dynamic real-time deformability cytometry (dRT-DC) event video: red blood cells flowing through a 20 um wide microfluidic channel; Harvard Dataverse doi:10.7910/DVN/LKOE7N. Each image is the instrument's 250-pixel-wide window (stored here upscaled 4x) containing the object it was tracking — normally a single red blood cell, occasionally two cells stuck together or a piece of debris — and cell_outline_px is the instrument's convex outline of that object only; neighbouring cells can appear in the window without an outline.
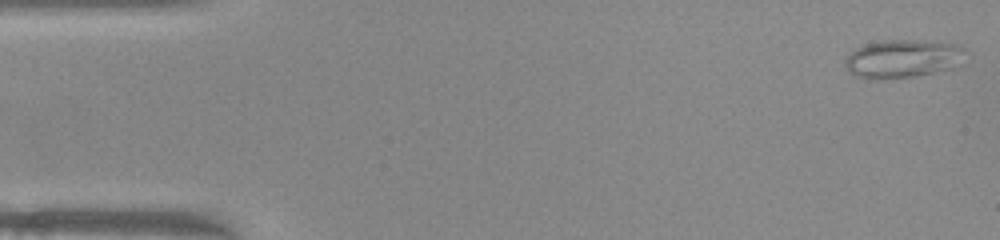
{"species": "common noctule bat (a hibernating species)", "species_latin": "Nyctalus noctula", "temperature_condition": "warm", "stored_images_in_passage": 50, "camera_frame_rate_fps": 3000, "um_per_image_px": 0.085, "animal": {"sex": "female", "body_mass_g": 22.0, "forearm_length_mm": 56.7}, "frame": {"image": 1, "passage_image": 1, "time_ms": 0.0, "image_size_px": [1000, 240], "cell_outline_px": [[960, 48], [952, 68], [916, 76], [880, 80], [872, 80], [856, 76], [848, 72], [844, 64], [844, 60], [856, 48], [864, 44], [880, 40], [936, 40], [952, 44]], "centroid_in_image_um": [76.54, 5.0], "position_along_channel_um": 8.5, "area_um2": 26.36}}
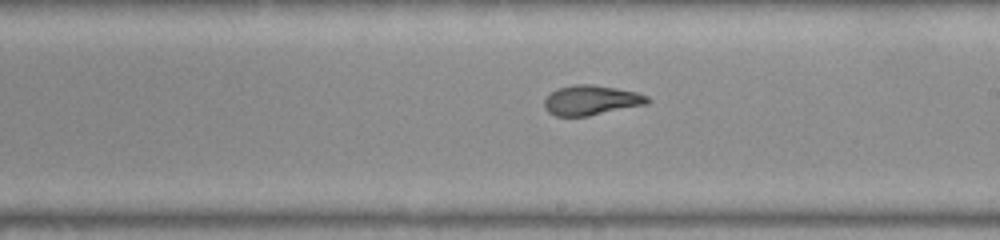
{"frame": {"image": 2, "passage_image": 28, "time_ms": 9.0, "image_size_px": [1000, 240], "cell_outline_px": [[652, 100], [648, 104], [588, 116], [556, 116], [548, 112], [544, 108], [544, 100], [552, 92], [560, 88], [576, 84], [592, 84], [616, 88], [636, 92], [648, 96]], "centroid_in_image_um": [50.28, 8.52], "position_along_channel_um": 238.7, "area_um2": 17.92}}
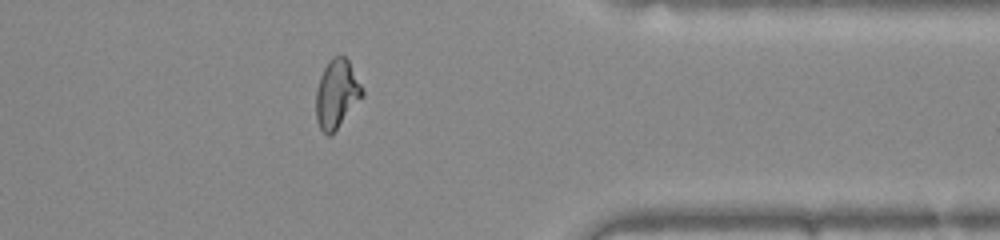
{"frame": {"image": 3, "passage_image": 40, "time_ms": 13.0, "image_size_px": [1000, 240], "cell_outline_px": [[364, 96], [332, 136], [328, 136], [320, 128], [316, 120], [316, 92], [320, 76], [328, 60], [332, 56], [344, 56], [348, 60], [364, 88]], "centroid_in_image_um": [28.64, 8.0], "position_along_channel_um": 382.8, "area_um2": 18.84}, "authors_computed_cell_mechanics": {"area_um2": 18.785, "velocity_mm_per_s": 3.9899, "shape_relaxation_time_tau1_ms": null, "shape_relaxation_time_tau2_ms": 1.3025, "deformation_change_tau1": null, "deformation_change_tau2": 0.0817}}